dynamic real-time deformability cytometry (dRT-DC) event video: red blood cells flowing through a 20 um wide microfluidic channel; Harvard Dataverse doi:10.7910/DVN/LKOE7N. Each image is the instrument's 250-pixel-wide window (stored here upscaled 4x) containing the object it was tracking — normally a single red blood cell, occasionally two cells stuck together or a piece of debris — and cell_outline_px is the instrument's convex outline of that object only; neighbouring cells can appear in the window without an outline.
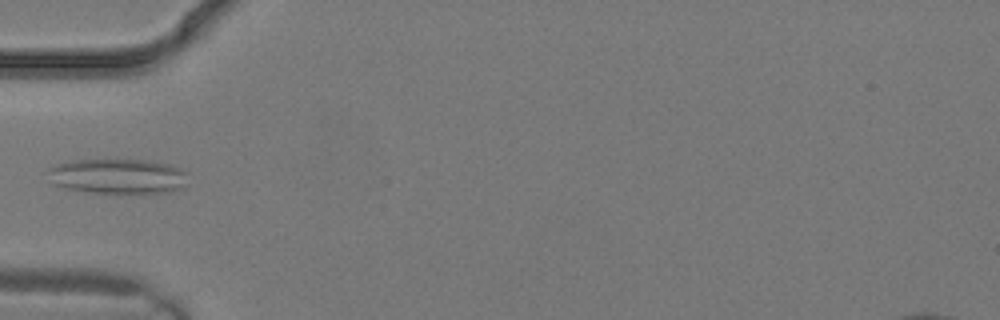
{"species": "common noctule bat (a hibernating species)", "species_latin": "Nyctalus noctula", "temperature_condition": "warm", "stored_images_in_passage": 3, "camera_frame_rate_fps": 3000, "um_per_image_px": 0.085, "animal": {"sex": "male", "body_mass_g": 19.2, "forearm_length_mm": 51.8}, "frame": {"image": 1, "passage_image": 3, "time_ms": 0.667, "image_size_px": [1000, 320], "cell_outline_px": [[188, 184], [184, 188], [168, 192], [84, 192], [64, 188], [52, 184], [48, 168], [56, 164], [72, 160], [148, 160], [168, 164], [180, 168], [188, 172]], "centroid_in_image_um": [10.05, 14.98], "position_along_channel_um": 74.9, "area_um2": 28.73}}